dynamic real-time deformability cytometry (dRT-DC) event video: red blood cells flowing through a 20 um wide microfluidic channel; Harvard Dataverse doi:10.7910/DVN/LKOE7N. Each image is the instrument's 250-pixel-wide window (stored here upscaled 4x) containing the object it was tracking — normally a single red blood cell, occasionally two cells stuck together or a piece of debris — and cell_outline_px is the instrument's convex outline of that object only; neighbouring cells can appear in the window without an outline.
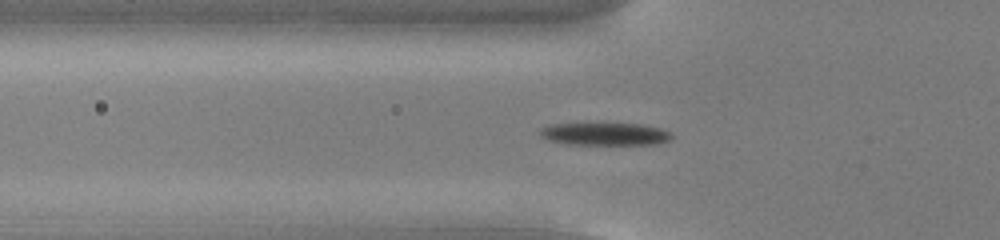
{"species": "common noctule bat (a hibernating species)", "species_latin": "Nyctalus noctula", "temperature_condition": "cold", "stored_images_in_passage": 56, "camera_frame_rate_fps": 3000, "um_per_image_px": 0.085, "animal": {"sex": "male", "body_mass_g": 13.0, "forearm_length_mm": 53.1}, "frame": {"image": 1, "passage_image": 20, "time_ms": 6.333, "image_size_px": [1000, 240], "cell_outline_px": [[672, 140], [656, 144], [568, 144], [548, 140], [540, 136], [540, 128], [548, 124], [600, 120], [644, 124], [660, 128], [672, 132]], "centroid_in_image_um": [51.4, 11.32], "position_along_channel_um": 74.4, "area_um2": 18.73}}
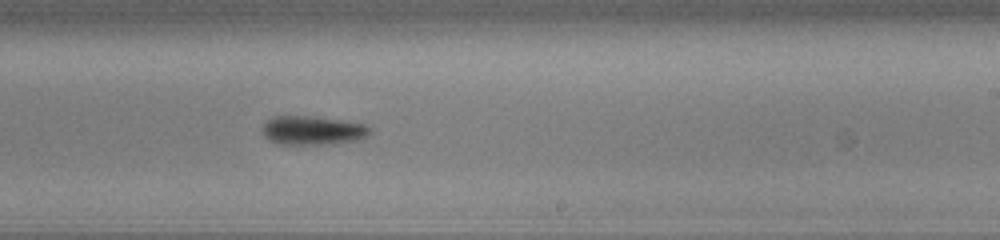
{"frame": {"image": 2, "passage_image": 35, "time_ms": 11.333, "image_size_px": [1000, 240], "cell_outline_px": [[372, 132], [368, 136], [360, 140], [332, 144], [276, 144], [268, 140], [260, 132], [260, 128], [272, 116], [316, 116], [368, 124], [372, 128]], "centroid_in_image_um": [26.6, 11.08], "position_along_channel_um": 262.4, "area_um2": 18.73}}
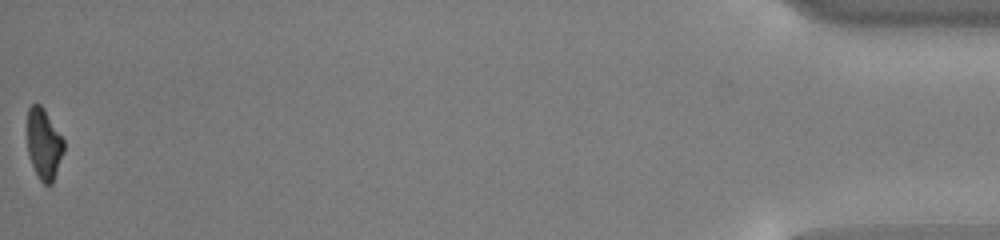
{"frame": {"image": 3, "passage_image": 56, "time_ms": 18.333, "image_size_px": [1000, 240], "cell_outline_px": [[64, 152], [52, 184], [44, 184], [40, 180], [28, 156], [28, 108], [32, 104], [40, 104], [44, 108], [64, 140]], "centroid_in_image_um": [3.74, 12.24], "position_along_channel_um": 431.5, "area_um2": 14.97}, "authors_computed_cell_mechanics": {"area_um2": 17.0799, "velocity_mm_per_s": 3.7623, "shape_relaxation_time_tau1_ms": 1.4362, "shape_relaxation_time_tau2_ms": null, "deformation_change_tau1": 0.106, "deformation_change_tau2": null}}